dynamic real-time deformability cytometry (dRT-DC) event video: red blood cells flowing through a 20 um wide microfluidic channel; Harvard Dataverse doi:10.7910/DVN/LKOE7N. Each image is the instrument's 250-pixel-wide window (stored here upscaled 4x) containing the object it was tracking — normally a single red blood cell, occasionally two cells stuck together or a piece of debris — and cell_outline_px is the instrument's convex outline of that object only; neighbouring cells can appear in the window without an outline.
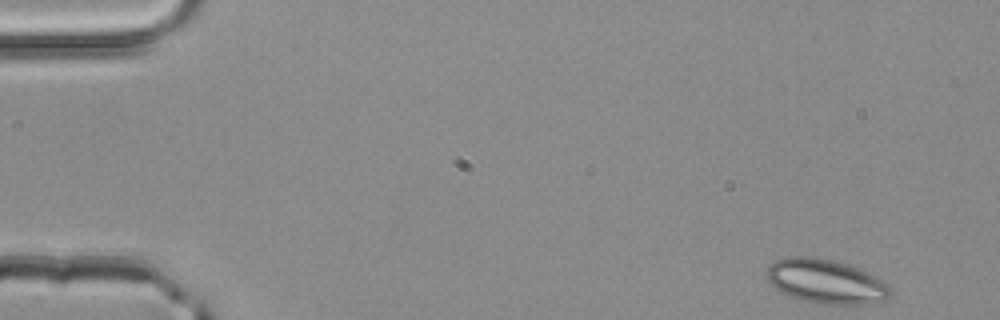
{"species": "common noctule bat (a hibernating species)", "species_latin": "Nyctalus noctula", "temperature_condition": "room temperature", "stored_images_in_passage": 4, "camera_frame_rate_fps": 3000, "um_per_image_px": 0.085, "animal": {"sex": "male", "body_mass_g": 20.4}, "frame": {"image": 1, "passage_image": 1, "time_ms": 0.0, "image_size_px": [1000, 320], "cell_outline_px": [[892, 292], [884, 300], [868, 304], [824, 304], [800, 300], [788, 296], [776, 288], [764, 276], [764, 272], [776, 260], [788, 256], [816, 256], [832, 260], [856, 268], [888, 284], [892, 288]], "centroid_in_image_um": [70.15, 23.92], "position_along_channel_um": 14.9, "area_um2": 31.73}}